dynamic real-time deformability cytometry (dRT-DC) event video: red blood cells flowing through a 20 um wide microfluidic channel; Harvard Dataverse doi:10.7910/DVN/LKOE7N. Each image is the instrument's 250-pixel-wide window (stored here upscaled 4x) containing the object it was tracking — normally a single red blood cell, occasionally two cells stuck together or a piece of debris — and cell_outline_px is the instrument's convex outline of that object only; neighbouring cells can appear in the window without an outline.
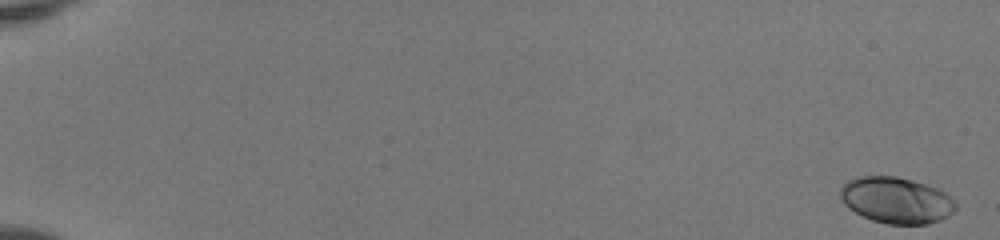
{"species": "human", "species_latin": "Homo sapiens", "temperature_condition": "room temperature", "stored_images_in_passage": 52, "camera_frame_rate_fps": 3000, "um_per_image_px": 0.085, "donor": {"sex": "female"}, "frame": {"image": 1, "passage_image": 1, "time_ms": 0.0, "image_size_px": [1000, 240], "cell_outline_px": [[956, 208], [948, 216], [940, 220], [928, 224], [888, 224], [872, 220], [848, 208], [840, 200], [840, 188], [848, 180], [860, 176], [896, 176], [928, 184], [952, 196], [956, 200]], "centroid_in_image_um": [76.2, 17.01], "position_along_channel_um": 8.8, "area_um2": 31.27}}
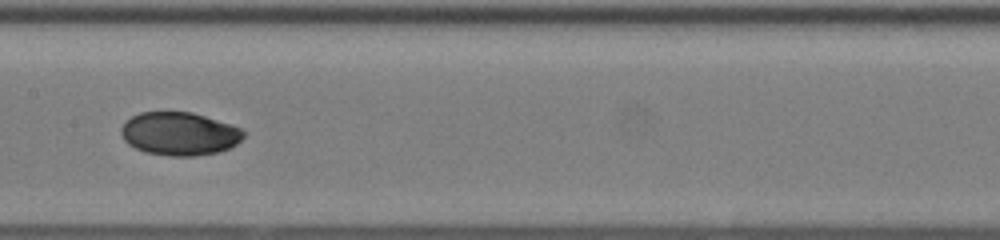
{"frame": {"image": 2, "passage_image": 29, "time_ms": 9.333, "image_size_px": [1000, 240], "cell_outline_px": [[248, 132], [236, 144], [220, 152], [196, 156], [172, 156], [144, 152], [128, 144], [124, 140], [120, 132], [120, 128], [124, 120], [140, 112], [192, 112], [232, 124]], "centroid_in_image_um": [15.25, 11.36], "position_along_channel_um": 192.2, "area_um2": 31.15}}
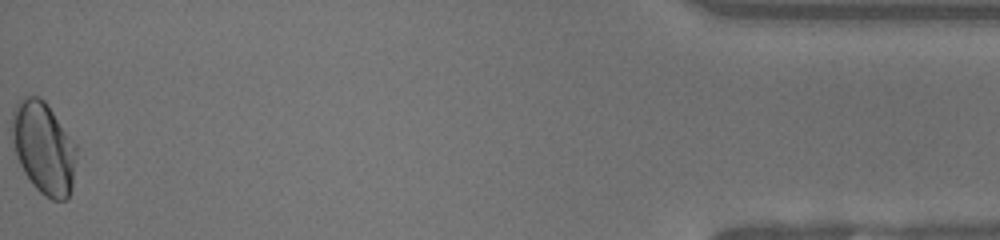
{"frame": {"image": 3, "passage_image": 52, "time_ms": 17.0, "image_size_px": [1000, 240], "cell_outline_px": [[76, 152], [72, 188], [68, 196], [64, 200], [52, 200], [44, 196], [32, 184], [24, 172], [16, 156], [12, 140], [12, 112], [16, 100], [24, 96], [40, 96], [48, 104], [76, 144]], "centroid_in_image_um": [3.69, 12.53], "position_along_channel_um": 431.5, "area_um2": 34.8}, "authors_computed_cell_mechanics": {"area_um2": 31.1542, "velocity_mm_per_s": 4.1597, "shape_relaxation_time_tau1_ms": 4.2152, "shape_relaxation_time_tau2_ms": 1.2281, "deformation_change_tau1": 0.1443, "deformation_change_tau2": 0.0198}}